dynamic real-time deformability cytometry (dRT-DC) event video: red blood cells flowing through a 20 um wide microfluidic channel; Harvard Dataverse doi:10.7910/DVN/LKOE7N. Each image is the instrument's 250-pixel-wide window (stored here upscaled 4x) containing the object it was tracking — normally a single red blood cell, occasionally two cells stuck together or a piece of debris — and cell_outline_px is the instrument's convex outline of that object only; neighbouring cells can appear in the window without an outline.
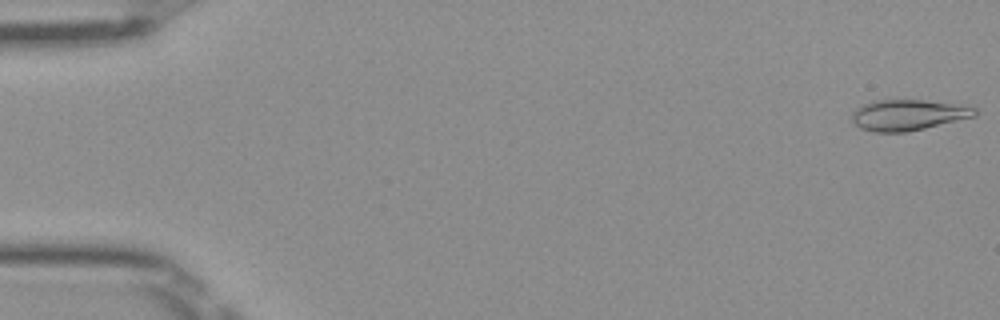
{"species": "Egyptian fruit bat (a non-hibernating species)", "species_latin": "Rousettus aegyptiacus", "temperature_condition": "room temperature", "stored_images_in_passage": 50, "camera_frame_rate_fps": 3000, "um_per_image_px": 0.085, "frame": {"image": 1, "passage_image": 1, "time_ms": 0.0, "image_size_px": [1000, 320], "cell_outline_px": [[976, 116], [908, 132], [876, 132], [860, 128], [852, 124], [852, 112], [856, 108], [872, 100], [924, 100], [960, 104], [976, 108]], "centroid_in_image_um": [77.16, 9.77], "position_along_channel_um": 7.8, "area_um2": 22.2}}
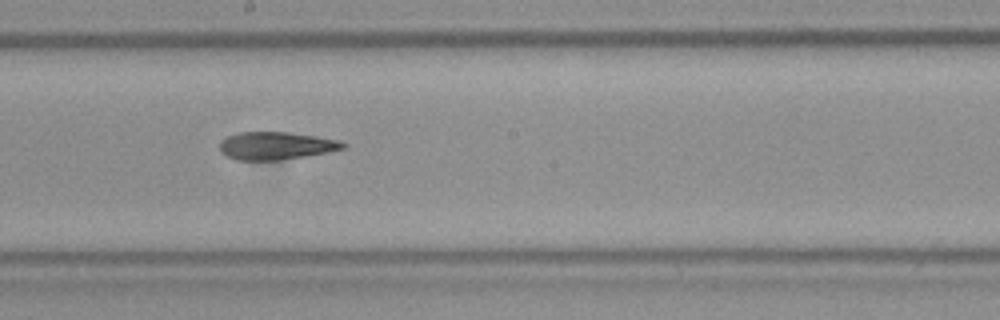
{"frame": {"image": 2, "passage_image": 28, "time_ms": 9.0, "image_size_px": [1000, 320], "cell_outline_px": [[348, 144], [344, 148], [304, 156], [280, 160], [236, 160], [220, 152], [220, 140], [236, 132], [288, 132], [340, 140]], "centroid_in_image_um": [23.42, 12.38], "position_along_channel_um": 224.8, "area_um2": 19.83}}
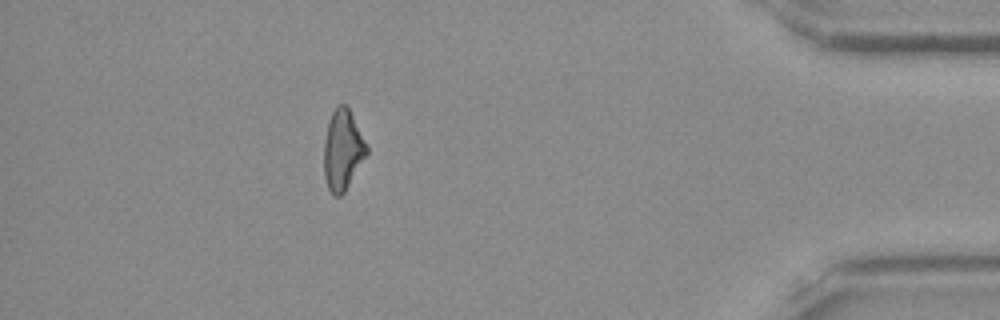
{"frame": {"image": 3, "passage_image": 45, "time_ms": 14.667, "image_size_px": [1000, 320], "cell_outline_px": [[368, 152], [344, 192], [340, 196], [332, 196], [328, 188], [324, 176], [324, 140], [328, 120], [332, 112], [340, 104], [344, 104], [348, 108], [368, 148]], "centroid_in_image_um": [29.09, 12.78], "position_along_channel_um": 406.1, "area_um2": 19.65}, "authors_computed_cell_mechanics": {"area_um2": 20.8369, "velocity_mm_per_s": 4.0392, "shape_relaxation_time_tau1_ms": null, "shape_relaxation_time_tau2_ms": 4.0658, "deformation_change_tau1": null, "deformation_change_tau2": 0.1483}}